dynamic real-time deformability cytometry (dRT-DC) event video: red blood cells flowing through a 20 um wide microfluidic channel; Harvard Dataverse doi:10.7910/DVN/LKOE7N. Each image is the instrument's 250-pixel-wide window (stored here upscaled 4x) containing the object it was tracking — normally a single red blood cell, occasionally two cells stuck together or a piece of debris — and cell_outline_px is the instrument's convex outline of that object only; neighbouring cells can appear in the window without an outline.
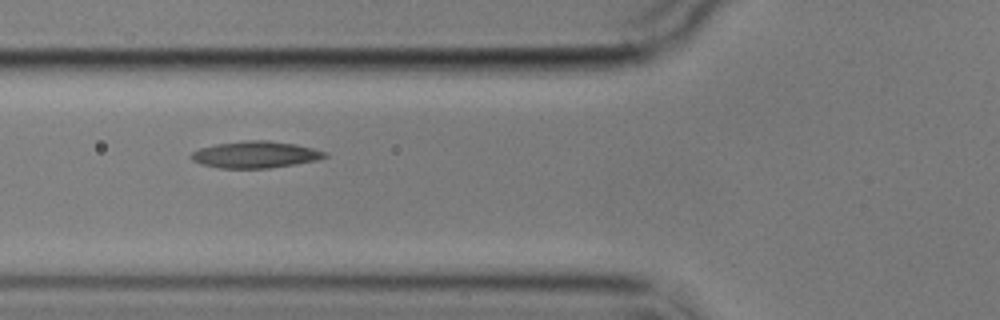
{"species": "common noctule bat (a hibernating species)", "species_latin": "Nyctalus noctula", "temperature_condition": "cold", "stored_images_in_passage": 7, "camera_frame_rate_fps": 3000, "um_per_image_px": 0.085, "animal": {"sex": "male", "body_mass_g": 17.9}, "frame": {"image": 1, "passage_image": 6, "time_ms": 5.667, "image_size_px": [1000, 320], "cell_outline_px": [[328, 156], [316, 160], [296, 164], [268, 168], [220, 168], [200, 164], [192, 160], [188, 156], [192, 152], [200, 148], [216, 144], [248, 140], [268, 140], [296, 144], [328, 152]], "centroid_in_image_um": [21.7, 13.14], "position_along_channel_um": 104.1, "area_um2": 20.87}}
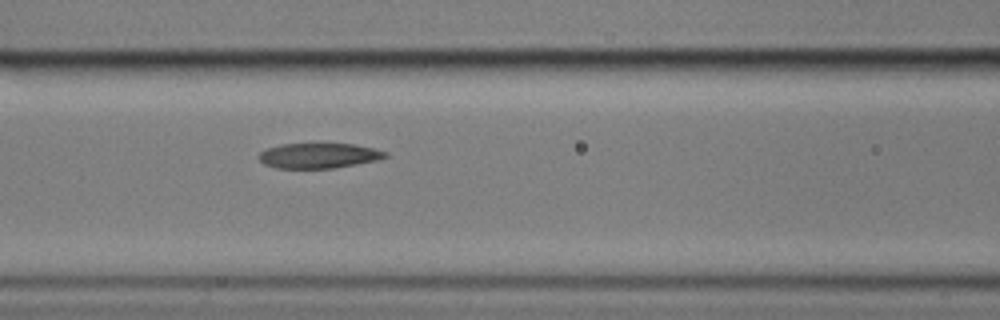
{"frame": {"image": 2, "passage_image": 7, "time_ms": 6.667, "image_size_px": [1000, 320], "cell_outline_px": [[388, 156], [376, 160], [356, 164], [332, 168], [276, 168], [264, 164], [256, 156], [260, 152], [268, 148], [284, 144], [352, 144], [372, 148], [388, 152]], "centroid_in_image_um": [27.07, 13.23], "position_along_channel_um": 139.5, "area_um2": 18.32}}